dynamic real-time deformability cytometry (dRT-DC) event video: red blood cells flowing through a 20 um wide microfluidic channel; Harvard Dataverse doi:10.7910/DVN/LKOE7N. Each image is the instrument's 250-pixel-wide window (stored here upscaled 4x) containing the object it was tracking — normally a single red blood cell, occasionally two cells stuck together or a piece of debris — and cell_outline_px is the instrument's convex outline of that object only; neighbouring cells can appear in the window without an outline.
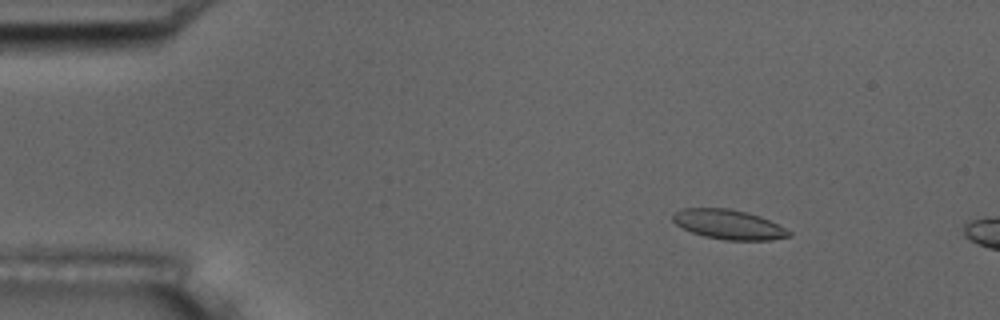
{"species": "common noctule bat (a hibernating species)", "species_latin": "Nyctalus noctula", "temperature_condition": "room temperature", "stored_images_in_passage": 4, "camera_frame_rate_fps": 3000, "um_per_image_px": 0.085, "animal": {"sex": "male", "body_mass_g": 17.5, "forearm_length_mm": 52.3}, "frame": {"image": 1, "passage_image": 2, "time_ms": 0.333, "image_size_px": [1000, 320], "cell_outline_px": [[792, 236], [772, 240], [724, 240], [704, 236], [692, 232], [676, 224], [672, 220], [672, 216], [676, 212], [684, 208], [728, 208], [748, 212], [760, 216], [792, 232]], "centroid_in_image_um": [61.95, 19.08], "position_along_channel_um": 23.1, "area_um2": 19.94}}